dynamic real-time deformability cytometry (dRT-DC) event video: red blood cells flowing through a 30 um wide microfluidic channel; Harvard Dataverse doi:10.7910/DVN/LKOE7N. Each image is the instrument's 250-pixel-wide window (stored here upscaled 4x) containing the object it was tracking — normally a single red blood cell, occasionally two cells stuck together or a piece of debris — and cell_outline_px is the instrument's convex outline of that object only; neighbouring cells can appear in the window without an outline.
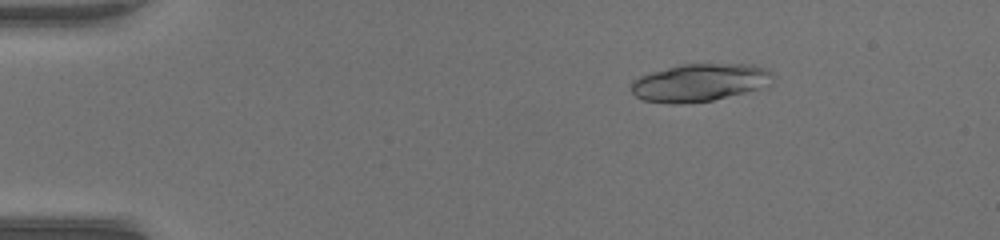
{"species": "common noctule bat (a hibernating species)", "species_latin": "Nyctalus noctula", "temperature_condition": "warm", "stored_images_in_passage": 51, "camera_frame_rate_fps": 3000, "um_per_image_px": 0.085, "animal": {"sex": "female", "body_mass_g": 17.0, "forearm_length_mm": 48.0}, "frame": {"image": 1, "passage_image": 9, "time_ms": 2.667, "image_size_px": [1000, 240], "cell_outline_px": [[768, 72], [760, 88], [712, 100], [680, 104], [668, 104], [644, 100], [636, 96], [632, 92], [628, 84], [632, 80], [640, 76], [652, 72], [680, 64], [752, 64], [764, 68]], "centroid_in_image_um": [59.28, 7.02], "position_along_channel_um": 25.7, "area_um2": 30.35}}